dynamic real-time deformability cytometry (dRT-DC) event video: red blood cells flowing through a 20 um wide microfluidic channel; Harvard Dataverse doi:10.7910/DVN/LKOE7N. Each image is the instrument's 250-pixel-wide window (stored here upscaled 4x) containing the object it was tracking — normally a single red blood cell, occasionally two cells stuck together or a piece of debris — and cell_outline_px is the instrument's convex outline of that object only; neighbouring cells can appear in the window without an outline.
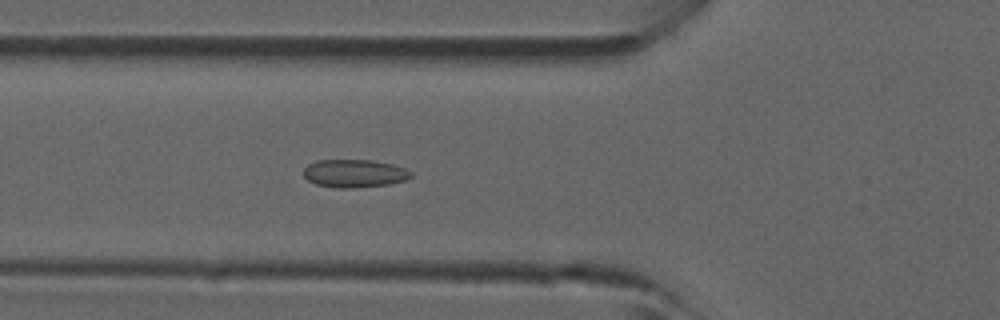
{"species": "common noctule bat (a hibernating species)", "species_latin": "Nyctalus noctula", "temperature_condition": "room temperature", "stored_images_in_passage": 42, "camera_frame_rate_fps": 3000, "um_per_image_px": 0.085, "animal": {"sex": "male", "forearm_length_mm": 52.5}, "frame": {"image": 1, "passage_image": 13, "time_ms": 4.0, "image_size_px": [1000, 320], "cell_outline_px": [[412, 176], [404, 180], [388, 184], [352, 188], [336, 188], [316, 184], [308, 180], [304, 176], [304, 168], [308, 164], [316, 160], [372, 160], [392, 164], [404, 168], [412, 172]], "centroid_in_image_um": [30.1, 14.73], "position_along_channel_um": 95.7, "area_um2": 17.46}}
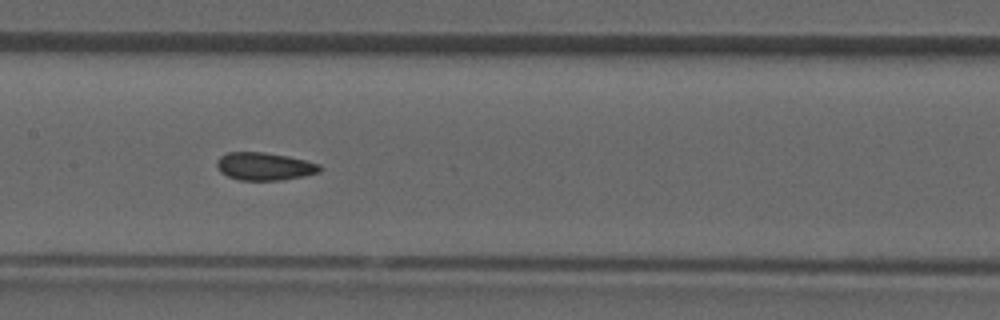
{"frame": {"image": 2, "passage_image": 19, "time_ms": 6.0, "image_size_px": [1000, 320], "cell_outline_px": [[324, 168], [320, 172], [304, 176], [280, 180], [240, 180], [228, 176], [220, 172], [216, 164], [216, 160], [220, 156], [228, 152], [264, 152], [288, 156], [320, 164]], "centroid_in_image_um": [22.49, 14.14], "position_along_channel_um": 184.9, "area_um2": 16.76}}